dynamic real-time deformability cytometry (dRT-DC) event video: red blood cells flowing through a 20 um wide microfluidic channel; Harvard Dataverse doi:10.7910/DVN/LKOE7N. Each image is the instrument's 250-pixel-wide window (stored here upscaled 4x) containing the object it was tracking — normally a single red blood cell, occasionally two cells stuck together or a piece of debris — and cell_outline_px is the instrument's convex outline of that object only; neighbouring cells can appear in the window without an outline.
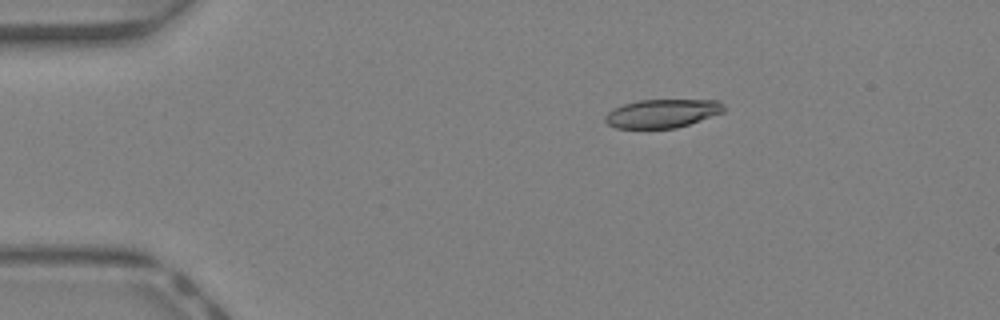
{"species": "Egyptian fruit bat (a non-hibernating species)", "species_latin": "Rousettus aegyptiacus", "temperature_condition": "warm", "stored_images_in_passage": 7, "camera_frame_rate_fps": 3000, "um_per_image_px": 0.085, "animal": {"sex": "female"}, "frame": {"image": 1, "passage_image": 1, "time_ms": 0.0, "image_size_px": [1000, 320], "cell_outline_px": [[724, 112], [676, 128], [616, 128], [608, 124], [604, 120], [604, 116], [608, 112], [624, 104], [640, 100], [720, 100], [724, 104]], "centroid_in_image_um": [56.3, 9.64], "position_along_channel_um": 28.7, "area_um2": 19.59}}